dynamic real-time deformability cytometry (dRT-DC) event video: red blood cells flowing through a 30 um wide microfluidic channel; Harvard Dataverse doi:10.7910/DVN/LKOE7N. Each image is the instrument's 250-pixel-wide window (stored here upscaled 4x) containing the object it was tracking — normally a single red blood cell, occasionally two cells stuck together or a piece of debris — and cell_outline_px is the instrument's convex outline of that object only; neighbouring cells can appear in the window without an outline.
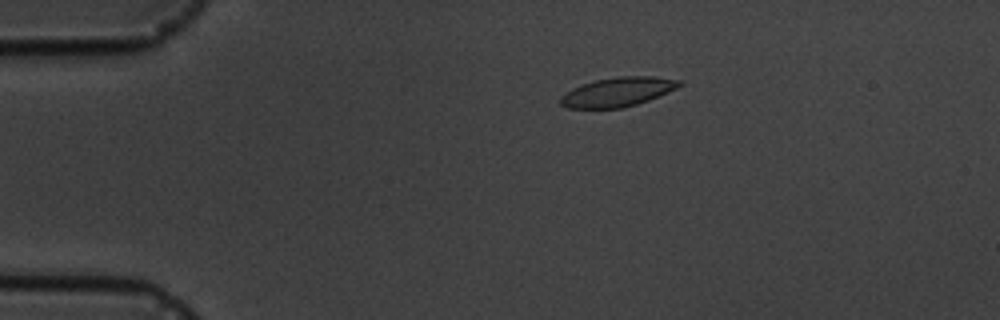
{"species": "common noctule bat (a hibernating species)", "species_latin": "Nyctalus noctula", "temperature_condition": "cold", "stored_images_in_passage": 7, "camera_frame_rate_fps": 3000, "um_per_image_px": 0.085, "animal": {"sex": "male", "body_mass_g": 19.5, "forearm_length_mm": 54.6}, "frame": {"image": 1, "passage_image": 1, "time_ms": 0.0, "image_size_px": [1000, 320], "cell_outline_px": [[684, 84], [668, 92], [648, 100], [624, 108], [568, 108], [560, 104], [560, 96], [572, 88], [596, 80], [616, 76], [656, 76], [680, 80]], "centroid_in_image_um": [52.52, 7.81], "position_along_channel_um": 32.5, "area_um2": 20.23}}
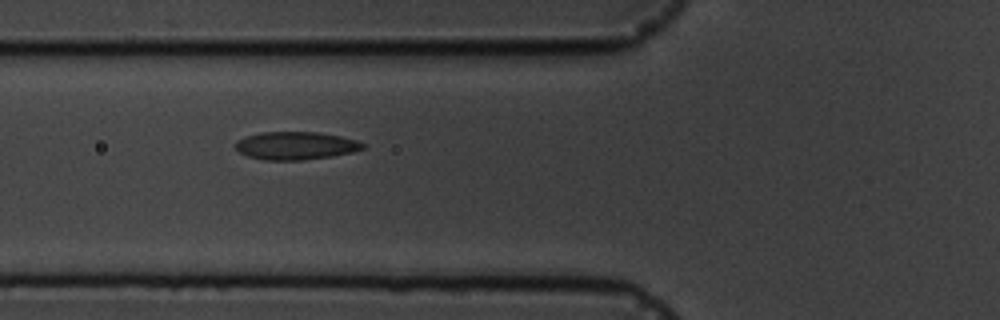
{"frame": {"image": 2, "passage_image": 4, "time_ms": 3.333, "image_size_px": [1000, 320], "cell_outline_px": [[364, 148], [352, 152], [332, 156], [304, 160], [264, 160], [248, 156], [240, 152], [236, 148], [236, 140], [260, 132], [320, 132], [340, 136], [356, 140], [364, 144]], "centroid_in_image_um": [25.14, 12.38], "position_along_channel_um": 100.7, "area_um2": 20.63}}
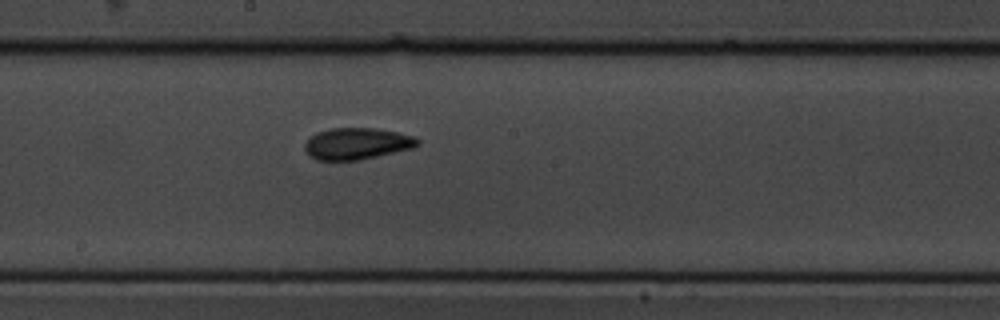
{"frame": {"image": 3, "passage_image": 7, "time_ms": 6.667, "image_size_px": [1000, 320], "cell_outline_px": [[420, 144], [416, 148], [360, 160], [316, 160], [308, 156], [304, 152], [304, 144], [312, 136], [328, 128], [376, 128], [396, 132], [412, 136], [420, 140]], "centroid_in_image_um": [30.35, 12.22], "position_along_channel_um": 217.8, "area_um2": 20.98}}